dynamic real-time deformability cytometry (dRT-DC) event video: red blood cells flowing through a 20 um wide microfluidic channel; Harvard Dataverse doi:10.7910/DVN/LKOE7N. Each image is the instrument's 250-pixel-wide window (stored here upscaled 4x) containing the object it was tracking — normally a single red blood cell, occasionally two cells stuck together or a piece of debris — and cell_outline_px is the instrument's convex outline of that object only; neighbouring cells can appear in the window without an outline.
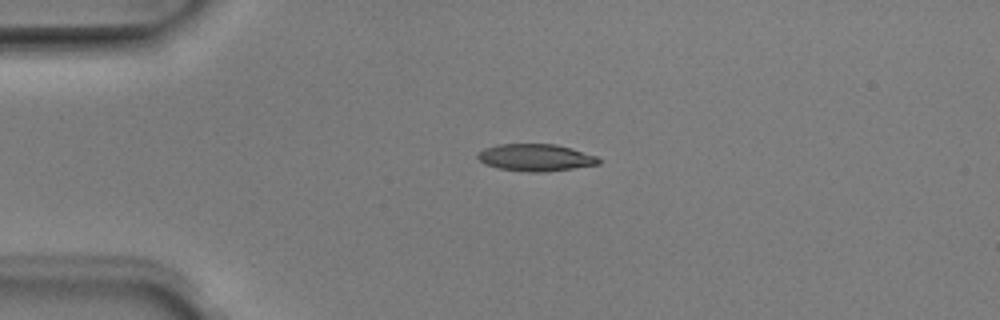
{"species": "Egyptian fruit bat (a non-hibernating species)", "species_latin": "Rousettus aegyptiacus", "temperature_condition": "room temperature", "stored_images_in_passage": 40, "camera_frame_rate_fps": 3000, "um_per_image_px": 0.085, "animal": {"sex": "male"}, "frame": {"image": 1, "passage_image": 1, "time_ms": 0.0, "image_size_px": [1000, 320], "cell_outline_px": [[600, 164], [544, 172], [528, 172], [500, 168], [484, 164], [476, 156], [476, 152], [484, 148], [496, 144], [556, 144], [596, 156], [600, 160]], "centroid_in_image_um": [45.47, 13.38], "position_along_channel_um": 39.5, "area_um2": 19.02}}
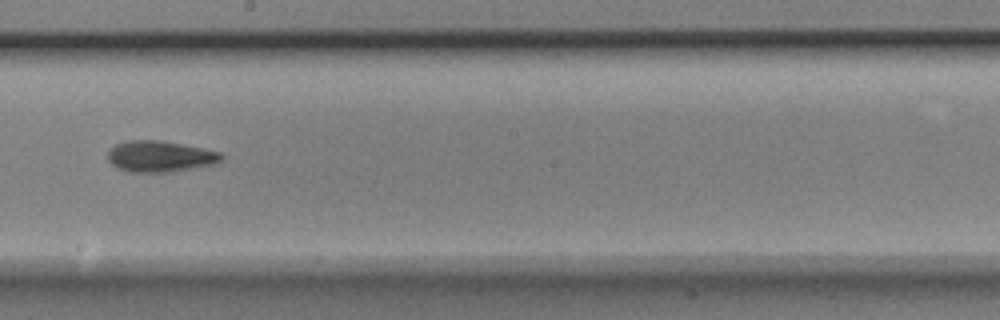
{"frame": {"image": 2, "passage_image": 18, "time_ms": 5.667, "image_size_px": [1000, 320], "cell_outline_px": [[224, 156], [220, 160], [212, 164], [168, 172], [128, 172], [112, 164], [108, 160], [108, 152], [116, 144], [128, 140], [160, 140], [220, 152]], "centroid_in_image_um": [13.56, 13.29], "position_along_channel_um": 234.6, "area_um2": 20.17}}
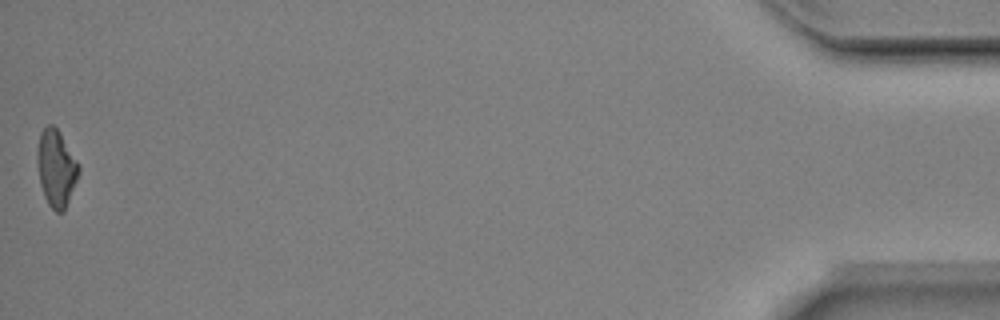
{"frame": {"image": 3, "passage_image": 40, "time_ms": 13.0, "image_size_px": [1000, 320], "cell_outline_px": [[80, 172], [64, 212], [56, 212], [48, 204], [44, 196], [40, 184], [36, 160], [36, 152], [40, 132], [48, 124], [52, 124], [60, 132], [80, 164]], "centroid_in_image_um": [4.78, 14.28], "position_along_channel_um": 430.4, "area_um2": 18.84}, "authors_computed_cell_mechanics": {"area_um2": 19.363, "velocity_mm_per_s": 3.9733, "shape_relaxation_time_tau1_ms": 3.0571, "shape_relaxation_time_tau2_ms": 7.9099, "deformation_change_tau1": 0.1412, "deformation_change_tau2": 0.1717}}